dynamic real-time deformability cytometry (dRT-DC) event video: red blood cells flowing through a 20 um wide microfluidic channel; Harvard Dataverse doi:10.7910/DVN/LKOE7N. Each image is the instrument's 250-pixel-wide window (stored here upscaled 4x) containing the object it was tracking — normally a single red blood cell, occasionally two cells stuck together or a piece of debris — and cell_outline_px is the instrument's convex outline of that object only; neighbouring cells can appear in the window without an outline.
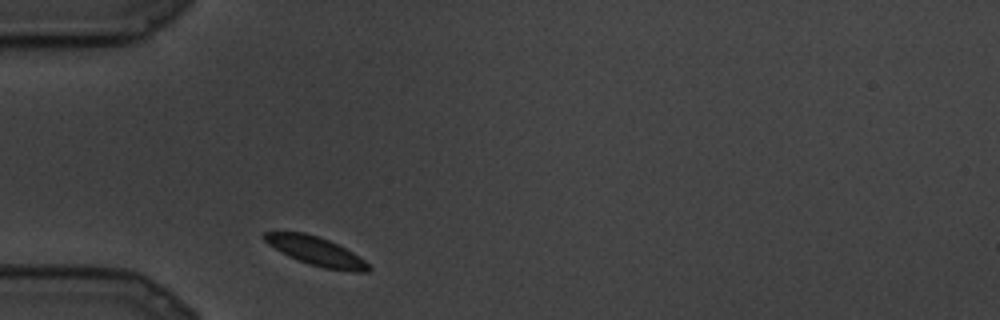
{"species": "common noctule bat (a hibernating species)", "species_latin": "Nyctalus noctula", "temperature_condition": "cold", "stored_images_in_passage": 4, "camera_frame_rate_fps": 3000, "um_per_image_px": 0.085, "animal": {"sex": "male", "body_mass_g": 19.5, "forearm_length_mm": 54.6}, "frame": {"image": 1, "passage_image": 1, "time_ms": 0.0, "image_size_px": [1000, 320], "cell_outline_px": [[372, 268], [368, 272], [352, 272], [324, 268], [308, 264], [288, 256], [280, 252], [268, 244], [260, 236], [264, 232], [304, 232], [320, 236], [352, 252], [364, 260]], "centroid_in_image_um": [26.84, 21.35], "position_along_channel_um": 58.2, "area_um2": 17.51}}
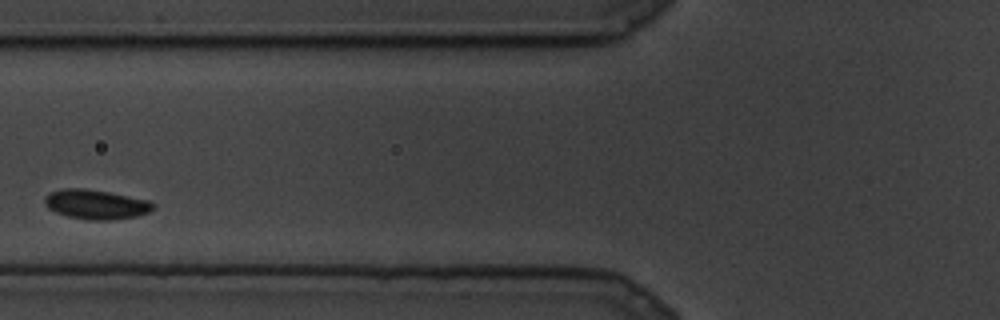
{"frame": {"image": 2, "passage_image": 3, "time_ms": 0.667, "image_size_px": [1000, 320], "cell_outline_px": [[156, 208], [148, 212], [136, 216], [112, 220], [88, 220], [68, 216], [56, 212], [48, 208], [44, 204], [44, 196], [52, 192], [64, 188], [84, 188], [108, 192], [148, 200]], "centroid_in_image_um": [8.13, 17.37], "position_along_channel_um": 117.7, "area_um2": 18.55}}